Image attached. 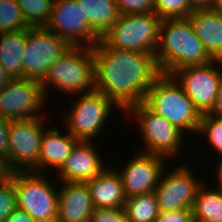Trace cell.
<instances>
[{
	"label": "cell",
	"instance_id": "ba28073f",
	"mask_svg": "<svg viewBox=\"0 0 222 222\" xmlns=\"http://www.w3.org/2000/svg\"><path fill=\"white\" fill-rule=\"evenodd\" d=\"M74 97L77 99L63 121L65 128L78 141H93L108 124L113 110L119 107L97 91L76 94Z\"/></svg>",
	"mask_w": 222,
	"mask_h": 222
},
{
	"label": "cell",
	"instance_id": "d4e9b609",
	"mask_svg": "<svg viewBox=\"0 0 222 222\" xmlns=\"http://www.w3.org/2000/svg\"><path fill=\"white\" fill-rule=\"evenodd\" d=\"M30 27H45L51 16L54 0H17Z\"/></svg>",
	"mask_w": 222,
	"mask_h": 222
},
{
	"label": "cell",
	"instance_id": "ac0fdd59",
	"mask_svg": "<svg viewBox=\"0 0 222 222\" xmlns=\"http://www.w3.org/2000/svg\"><path fill=\"white\" fill-rule=\"evenodd\" d=\"M187 18L208 55L222 61V13L212 9H197Z\"/></svg>",
	"mask_w": 222,
	"mask_h": 222
},
{
	"label": "cell",
	"instance_id": "4dcf8cb0",
	"mask_svg": "<svg viewBox=\"0 0 222 222\" xmlns=\"http://www.w3.org/2000/svg\"><path fill=\"white\" fill-rule=\"evenodd\" d=\"M89 222H130L123 208H95Z\"/></svg>",
	"mask_w": 222,
	"mask_h": 222
},
{
	"label": "cell",
	"instance_id": "1f68e13d",
	"mask_svg": "<svg viewBox=\"0 0 222 222\" xmlns=\"http://www.w3.org/2000/svg\"><path fill=\"white\" fill-rule=\"evenodd\" d=\"M154 222H196L192 209L160 212Z\"/></svg>",
	"mask_w": 222,
	"mask_h": 222
},
{
	"label": "cell",
	"instance_id": "5b68a950",
	"mask_svg": "<svg viewBox=\"0 0 222 222\" xmlns=\"http://www.w3.org/2000/svg\"><path fill=\"white\" fill-rule=\"evenodd\" d=\"M17 197V207L36 222H57L58 182L49 181L45 173L34 171L11 172Z\"/></svg>",
	"mask_w": 222,
	"mask_h": 222
},
{
	"label": "cell",
	"instance_id": "8992f818",
	"mask_svg": "<svg viewBox=\"0 0 222 222\" xmlns=\"http://www.w3.org/2000/svg\"><path fill=\"white\" fill-rule=\"evenodd\" d=\"M123 116L135 119L134 123L140 130L139 135L143 138V148L141 146L134 150L159 155L167 160H173L180 155L185 134L163 117L150 111L143 103L132 105Z\"/></svg>",
	"mask_w": 222,
	"mask_h": 222
},
{
	"label": "cell",
	"instance_id": "d6986e66",
	"mask_svg": "<svg viewBox=\"0 0 222 222\" xmlns=\"http://www.w3.org/2000/svg\"><path fill=\"white\" fill-rule=\"evenodd\" d=\"M95 208H123L126 197L117 169L106 167L98 176L86 181Z\"/></svg>",
	"mask_w": 222,
	"mask_h": 222
},
{
	"label": "cell",
	"instance_id": "6da1fadb",
	"mask_svg": "<svg viewBox=\"0 0 222 222\" xmlns=\"http://www.w3.org/2000/svg\"><path fill=\"white\" fill-rule=\"evenodd\" d=\"M95 91L113 101L120 112L143 103L148 89L162 74L155 54L109 47L102 39L92 47Z\"/></svg>",
	"mask_w": 222,
	"mask_h": 222
},
{
	"label": "cell",
	"instance_id": "4316f807",
	"mask_svg": "<svg viewBox=\"0 0 222 222\" xmlns=\"http://www.w3.org/2000/svg\"><path fill=\"white\" fill-rule=\"evenodd\" d=\"M203 135L205 139L207 138L211 151H216L222 156V119L210 116L208 113L203 114L197 136L202 137Z\"/></svg>",
	"mask_w": 222,
	"mask_h": 222
},
{
	"label": "cell",
	"instance_id": "9a60e30c",
	"mask_svg": "<svg viewBox=\"0 0 222 222\" xmlns=\"http://www.w3.org/2000/svg\"><path fill=\"white\" fill-rule=\"evenodd\" d=\"M123 170L118 171L126 198L153 192L168 162L165 157L135 150ZM166 162V163H165Z\"/></svg>",
	"mask_w": 222,
	"mask_h": 222
},
{
	"label": "cell",
	"instance_id": "5bb4252c",
	"mask_svg": "<svg viewBox=\"0 0 222 222\" xmlns=\"http://www.w3.org/2000/svg\"><path fill=\"white\" fill-rule=\"evenodd\" d=\"M45 28L67 40L72 46L92 48L100 40L91 30L77 0H54Z\"/></svg>",
	"mask_w": 222,
	"mask_h": 222
},
{
	"label": "cell",
	"instance_id": "30bf717a",
	"mask_svg": "<svg viewBox=\"0 0 222 222\" xmlns=\"http://www.w3.org/2000/svg\"><path fill=\"white\" fill-rule=\"evenodd\" d=\"M72 45L45 27L27 28L23 52V79L42 82L50 66Z\"/></svg>",
	"mask_w": 222,
	"mask_h": 222
},
{
	"label": "cell",
	"instance_id": "7402d4cb",
	"mask_svg": "<svg viewBox=\"0 0 222 222\" xmlns=\"http://www.w3.org/2000/svg\"><path fill=\"white\" fill-rule=\"evenodd\" d=\"M91 30L101 39L120 16L115 0H77Z\"/></svg>",
	"mask_w": 222,
	"mask_h": 222
},
{
	"label": "cell",
	"instance_id": "8d00e7d4",
	"mask_svg": "<svg viewBox=\"0 0 222 222\" xmlns=\"http://www.w3.org/2000/svg\"><path fill=\"white\" fill-rule=\"evenodd\" d=\"M218 158H221L218 163H216V173H214V177H216V179H213L214 181L216 180V185L217 186H222V156L218 157Z\"/></svg>",
	"mask_w": 222,
	"mask_h": 222
},
{
	"label": "cell",
	"instance_id": "74e56055",
	"mask_svg": "<svg viewBox=\"0 0 222 222\" xmlns=\"http://www.w3.org/2000/svg\"><path fill=\"white\" fill-rule=\"evenodd\" d=\"M10 173L11 172L8 170L5 160L0 157V182L7 179Z\"/></svg>",
	"mask_w": 222,
	"mask_h": 222
},
{
	"label": "cell",
	"instance_id": "44dd1931",
	"mask_svg": "<svg viewBox=\"0 0 222 222\" xmlns=\"http://www.w3.org/2000/svg\"><path fill=\"white\" fill-rule=\"evenodd\" d=\"M0 65L12 79H23V52L26 48L27 28L0 33Z\"/></svg>",
	"mask_w": 222,
	"mask_h": 222
},
{
	"label": "cell",
	"instance_id": "83f0119b",
	"mask_svg": "<svg viewBox=\"0 0 222 222\" xmlns=\"http://www.w3.org/2000/svg\"><path fill=\"white\" fill-rule=\"evenodd\" d=\"M154 9L162 20L187 18L193 11L188 0H154Z\"/></svg>",
	"mask_w": 222,
	"mask_h": 222
},
{
	"label": "cell",
	"instance_id": "7c38bea8",
	"mask_svg": "<svg viewBox=\"0 0 222 222\" xmlns=\"http://www.w3.org/2000/svg\"><path fill=\"white\" fill-rule=\"evenodd\" d=\"M47 98L40 82L12 79L0 88V116L9 120L45 118L40 111Z\"/></svg>",
	"mask_w": 222,
	"mask_h": 222
},
{
	"label": "cell",
	"instance_id": "52a82bcc",
	"mask_svg": "<svg viewBox=\"0 0 222 222\" xmlns=\"http://www.w3.org/2000/svg\"><path fill=\"white\" fill-rule=\"evenodd\" d=\"M161 21L156 14H120L101 39L112 48L155 54Z\"/></svg>",
	"mask_w": 222,
	"mask_h": 222
},
{
	"label": "cell",
	"instance_id": "277c9868",
	"mask_svg": "<svg viewBox=\"0 0 222 222\" xmlns=\"http://www.w3.org/2000/svg\"><path fill=\"white\" fill-rule=\"evenodd\" d=\"M41 85L46 96L52 87L53 91L68 95L95 91L92 48L72 46L50 66Z\"/></svg>",
	"mask_w": 222,
	"mask_h": 222
},
{
	"label": "cell",
	"instance_id": "cb8c5ba5",
	"mask_svg": "<svg viewBox=\"0 0 222 222\" xmlns=\"http://www.w3.org/2000/svg\"><path fill=\"white\" fill-rule=\"evenodd\" d=\"M123 209L130 222H154L160 213L154 191L126 198Z\"/></svg>",
	"mask_w": 222,
	"mask_h": 222
},
{
	"label": "cell",
	"instance_id": "d590c367",
	"mask_svg": "<svg viewBox=\"0 0 222 222\" xmlns=\"http://www.w3.org/2000/svg\"><path fill=\"white\" fill-rule=\"evenodd\" d=\"M214 0H188L189 6L193 10L197 9H211Z\"/></svg>",
	"mask_w": 222,
	"mask_h": 222
},
{
	"label": "cell",
	"instance_id": "603a6c76",
	"mask_svg": "<svg viewBox=\"0 0 222 222\" xmlns=\"http://www.w3.org/2000/svg\"><path fill=\"white\" fill-rule=\"evenodd\" d=\"M207 185L204 181L197 189L192 207L194 218L196 222H222V186Z\"/></svg>",
	"mask_w": 222,
	"mask_h": 222
},
{
	"label": "cell",
	"instance_id": "f35d334b",
	"mask_svg": "<svg viewBox=\"0 0 222 222\" xmlns=\"http://www.w3.org/2000/svg\"><path fill=\"white\" fill-rule=\"evenodd\" d=\"M12 78L7 73V71L0 65V88L5 86L8 82H10Z\"/></svg>",
	"mask_w": 222,
	"mask_h": 222
},
{
	"label": "cell",
	"instance_id": "3957f363",
	"mask_svg": "<svg viewBox=\"0 0 222 222\" xmlns=\"http://www.w3.org/2000/svg\"><path fill=\"white\" fill-rule=\"evenodd\" d=\"M143 104L184 134L188 131L189 135H197L202 115L171 75L161 74L154 81L145 95Z\"/></svg>",
	"mask_w": 222,
	"mask_h": 222
},
{
	"label": "cell",
	"instance_id": "ffe728a7",
	"mask_svg": "<svg viewBox=\"0 0 222 222\" xmlns=\"http://www.w3.org/2000/svg\"><path fill=\"white\" fill-rule=\"evenodd\" d=\"M58 130V128L53 127L43 132L39 156V173H46L47 169L51 168L52 170L55 168L57 172L78 142L67 130L65 135Z\"/></svg>",
	"mask_w": 222,
	"mask_h": 222
},
{
	"label": "cell",
	"instance_id": "f546056e",
	"mask_svg": "<svg viewBox=\"0 0 222 222\" xmlns=\"http://www.w3.org/2000/svg\"><path fill=\"white\" fill-rule=\"evenodd\" d=\"M120 14H155L154 0H115Z\"/></svg>",
	"mask_w": 222,
	"mask_h": 222
},
{
	"label": "cell",
	"instance_id": "f1b7e54d",
	"mask_svg": "<svg viewBox=\"0 0 222 222\" xmlns=\"http://www.w3.org/2000/svg\"><path fill=\"white\" fill-rule=\"evenodd\" d=\"M17 208L16 191L11 178L8 177L0 182V222H5Z\"/></svg>",
	"mask_w": 222,
	"mask_h": 222
},
{
	"label": "cell",
	"instance_id": "9c48e42d",
	"mask_svg": "<svg viewBox=\"0 0 222 222\" xmlns=\"http://www.w3.org/2000/svg\"><path fill=\"white\" fill-rule=\"evenodd\" d=\"M47 118L10 120L8 170L39 172V156ZM45 126V127H44Z\"/></svg>",
	"mask_w": 222,
	"mask_h": 222
},
{
	"label": "cell",
	"instance_id": "ab89813d",
	"mask_svg": "<svg viewBox=\"0 0 222 222\" xmlns=\"http://www.w3.org/2000/svg\"><path fill=\"white\" fill-rule=\"evenodd\" d=\"M211 9L222 13V0H214Z\"/></svg>",
	"mask_w": 222,
	"mask_h": 222
},
{
	"label": "cell",
	"instance_id": "836d02e7",
	"mask_svg": "<svg viewBox=\"0 0 222 222\" xmlns=\"http://www.w3.org/2000/svg\"><path fill=\"white\" fill-rule=\"evenodd\" d=\"M5 222H36L28 213L23 210L15 209Z\"/></svg>",
	"mask_w": 222,
	"mask_h": 222
},
{
	"label": "cell",
	"instance_id": "d6a6232c",
	"mask_svg": "<svg viewBox=\"0 0 222 222\" xmlns=\"http://www.w3.org/2000/svg\"><path fill=\"white\" fill-rule=\"evenodd\" d=\"M10 120L0 116V157L5 160L8 167V135Z\"/></svg>",
	"mask_w": 222,
	"mask_h": 222
},
{
	"label": "cell",
	"instance_id": "e575fe53",
	"mask_svg": "<svg viewBox=\"0 0 222 222\" xmlns=\"http://www.w3.org/2000/svg\"><path fill=\"white\" fill-rule=\"evenodd\" d=\"M208 114L215 118L222 119V83L219 87L214 106Z\"/></svg>",
	"mask_w": 222,
	"mask_h": 222
},
{
	"label": "cell",
	"instance_id": "7a4b0ae2",
	"mask_svg": "<svg viewBox=\"0 0 222 222\" xmlns=\"http://www.w3.org/2000/svg\"><path fill=\"white\" fill-rule=\"evenodd\" d=\"M162 74L190 66L203 65L213 59L205 51L188 18L163 19L155 53Z\"/></svg>",
	"mask_w": 222,
	"mask_h": 222
},
{
	"label": "cell",
	"instance_id": "e0dca14e",
	"mask_svg": "<svg viewBox=\"0 0 222 222\" xmlns=\"http://www.w3.org/2000/svg\"><path fill=\"white\" fill-rule=\"evenodd\" d=\"M61 184L57 222H89L95 206L86 182H61Z\"/></svg>",
	"mask_w": 222,
	"mask_h": 222
},
{
	"label": "cell",
	"instance_id": "4fadbf2b",
	"mask_svg": "<svg viewBox=\"0 0 222 222\" xmlns=\"http://www.w3.org/2000/svg\"><path fill=\"white\" fill-rule=\"evenodd\" d=\"M164 168L159 183L154 190L160 212L192 209L196 192L204 182L197 179L192 168L186 164L170 169ZM166 171V172H165ZM166 173V174H164Z\"/></svg>",
	"mask_w": 222,
	"mask_h": 222
},
{
	"label": "cell",
	"instance_id": "8fae6325",
	"mask_svg": "<svg viewBox=\"0 0 222 222\" xmlns=\"http://www.w3.org/2000/svg\"><path fill=\"white\" fill-rule=\"evenodd\" d=\"M171 76L200 114H207L214 106L222 83V61L213 59L203 65L186 66L174 71Z\"/></svg>",
	"mask_w": 222,
	"mask_h": 222
},
{
	"label": "cell",
	"instance_id": "2e32d148",
	"mask_svg": "<svg viewBox=\"0 0 222 222\" xmlns=\"http://www.w3.org/2000/svg\"><path fill=\"white\" fill-rule=\"evenodd\" d=\"M102 159L94 141H78L57 171L58 179L60 182H86L93 179L108 166Z\"/></svg>",
	"mask_w": 222,
	"mask_h": 222
},
{
	"label": "cell",
	"instance_id": "484cf974",
	"mask_svg": "<svg viewBox=\"0 0 222 222\" xmlns=\"http://www.w3.org/2000/svg\"><path fill=\"white\" fill-rule=\"evenodd\" d=\"M30 28L17 0H0V33Z\"/></svg>",
	"mask_w": 222,
	"mask_h": 222
}]
</instances>
